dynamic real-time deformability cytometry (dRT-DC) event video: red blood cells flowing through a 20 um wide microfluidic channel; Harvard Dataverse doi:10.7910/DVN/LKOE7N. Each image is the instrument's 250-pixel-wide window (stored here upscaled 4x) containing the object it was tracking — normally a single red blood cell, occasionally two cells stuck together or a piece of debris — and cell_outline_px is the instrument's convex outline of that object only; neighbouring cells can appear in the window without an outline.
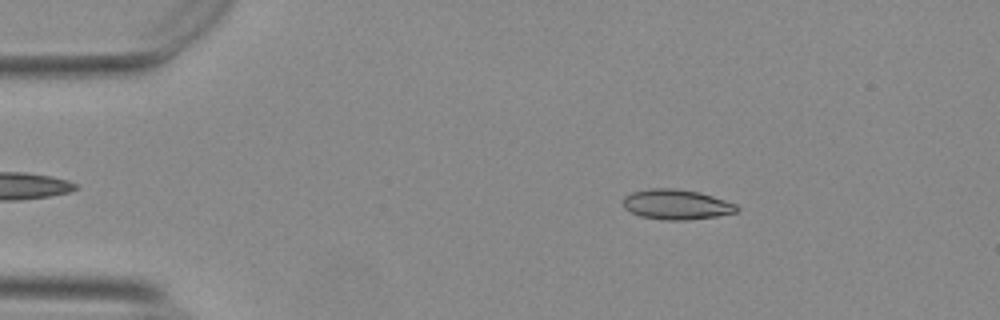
{"species": "Egyptian fruit bat (a non-hibernating species)", "species_latin": "Rousettus aegyptiacus", "temperature_condition": "warm", "stored_images_in_passage": 53, "camera_frame_rate_fps": 3000, "um_per_image_px": 0.085, "animal": {"sex": "female"}, "frame": {"image": 1, "passage_image": 8, "time_ms": 2.333, "image_size_px": [1000, 320], "cell_outline_px": [[740, 208], [736, 212], [716, 216], [684, 220], [664, 220], [640, 216], [624, 208], [624, 196], [632, 192], [648, 188], [676, 188], [700, 192], [736, 204]], "centroid_in_image_um": [57.49, 17.37], "position_along_channel_um": 27.5, "area_um2": 19.88}}
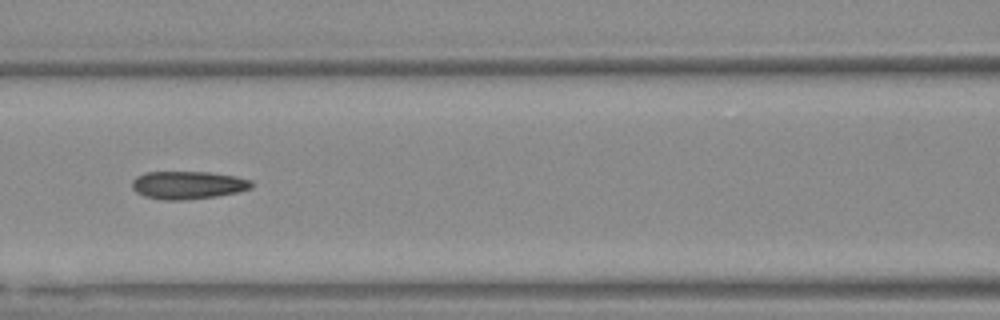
{"frame": {"image": 2, "passage_image": 23, "time_ms": 7.333, "image_size_px": [1000, 320], "cell_outline_px": [[252, 188], [236, 192], [216, 196], [180, 200], [164, 200], [144, 196], [136, 192], [132, 188], [132, 180], [136, 176], [144, 172], [208, 172], [236, 176], [252, 180]], "centroid_in_image_um": [15.95, 15.72], "position_along_channel_um": 150.7, "area_um2": 19.42}}
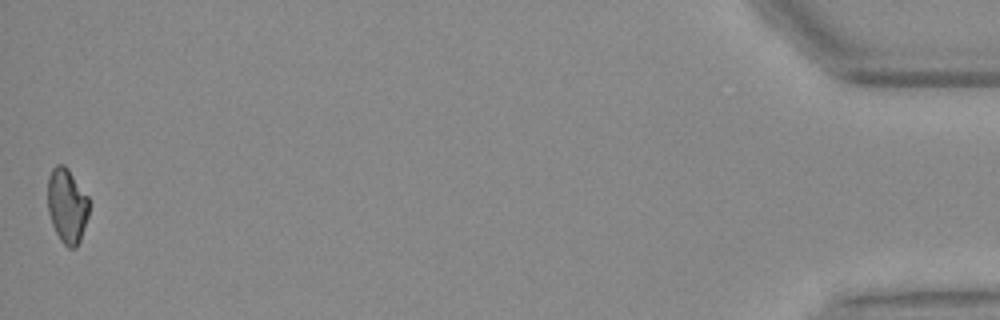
{"frame": {"image": 3, "passage_image": 53, "time_ms": 17.333, "image_size_px": [1000, 320], "cell_outline_px": [[88, 216], [80, 240], [76, 248], [68, 248], [60, 240], [52, 224], [48, 212], [48, 176], [52, 168], [56, 164], [64, 164], [68, 168], [88, 196]], "centroid_in_image_um": [5.69, 17.47], "position_along_channel_um": 429.5, "area_um2": 18.03}, "authors_computed_cell_mechanics": {"area_um2": 19.1318, "velocity_mm_per_s": 3.7413, "shape_relaxation_time_tau1_ms": null, "shape_relaxation_time_tau2_ms": 4.1077, "deformation_change_tau1": null, "deformation_change_tau2": 0.1054}}